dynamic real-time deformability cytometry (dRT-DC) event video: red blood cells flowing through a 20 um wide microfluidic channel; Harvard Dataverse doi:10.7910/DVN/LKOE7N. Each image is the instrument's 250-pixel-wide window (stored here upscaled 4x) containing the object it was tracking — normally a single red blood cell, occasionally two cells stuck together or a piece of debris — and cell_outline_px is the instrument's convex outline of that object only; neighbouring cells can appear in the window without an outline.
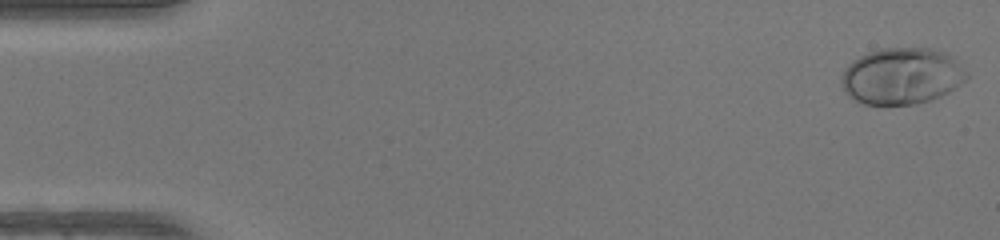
{"species": "human", "species_latin": "Homo sapiens", "temperature_condition": "warm", "stored_images_in_passage": 49, "camera_frame_rate_fps": 3000, "um_per_image_px": 0.085, "donor": {"sex": "female"}, "frame": {"image": 1, "passage_image": 1, "time_ms": 0.0, "image_size_px": [1000, 240], "cell_outline_px": [[968, 80], [956, 88], [932, 100], [916, 104], [884, 108], [864, 104], [848, 96], [844, 92], [840, 80], [844, 68], [852, 60], [868, 52], [880, 48], [932, 48], [944, 52], [952, 56], [968, 72]], "centroid_in_image_um": [76.64, 6.51], "position_along_channel_um": 8.4, "area_um2": 42.43}}
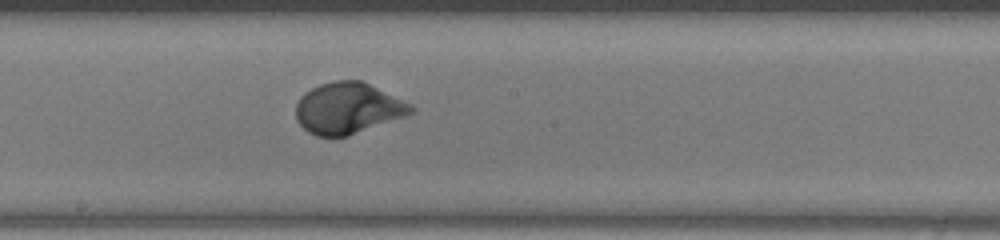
{"frame": {"image": 2, "passage_image": 27, "time_ms": 8.667, "image_size_px": [1000, 240], "cell_outline_px": [[416, 112], [348, 136], [316, 136], [308, 132], [296, 120], [296, 104], [300, 96], [304, 92], [320, 84], [332, 80], [360, 80], [412, 104], [416, 108]], "centroid_in_image_um": [29.56, 9.2], "position_along_channel_um": 218.6, "area_um2": 34.33}}
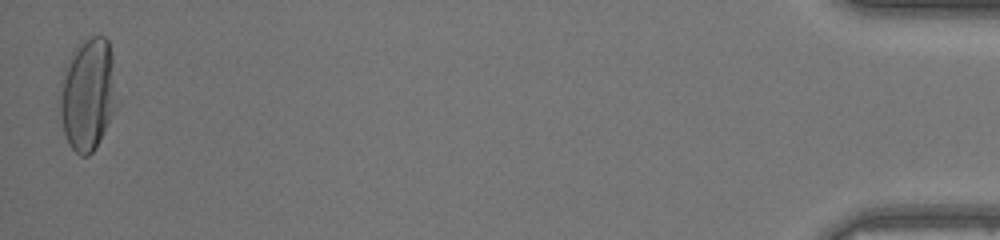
{"frame": {"image": 3, "passage_image": 49, "time_ms": 16.0, "image_size_px": [1000, 240], "cell_outline_px": [[120, 100], [96, 148], [88, 156], [80, 156], [68, 144], [64, 132], [60, 112], [60, 80], [68, 56], [76, 44], [92, 36], [104, 36], [108, 40], [112, 52]], "centroid_in_image_um": [7.5, 7.98], "position_along_channel_um": 427.7, "area_um2": 38.44}, "authors_computed_cell_mechanics": {"area_um2": 34.2176, "velocity_mm_per_s": 4.1686, "shape_relaxation_time_tau1_ms": 2.6659, "shape_relaxation_time_tau2_ms": null, "deformation_change_tau1": 0.186, "deformation_change_tau2": null}}